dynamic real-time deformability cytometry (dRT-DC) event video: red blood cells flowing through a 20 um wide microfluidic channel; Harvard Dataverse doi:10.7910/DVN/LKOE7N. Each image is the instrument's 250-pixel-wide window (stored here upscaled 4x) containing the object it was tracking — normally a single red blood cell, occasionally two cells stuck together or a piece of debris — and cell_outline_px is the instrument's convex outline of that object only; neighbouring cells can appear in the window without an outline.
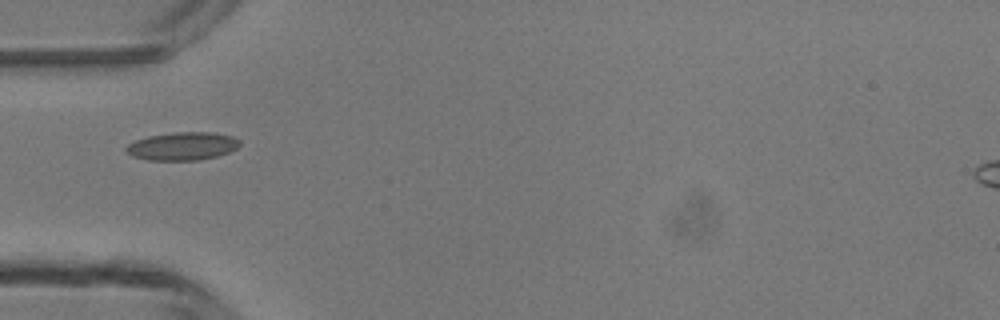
{"species": "common noctule bat (a hibernating species)", "species_latin": "Nyctalus noctula", "temperature_condition": "room temperature", "stored_images_in_passage": 1, "camera_frame_rate_fps": 3000, "um_per_image_px": 0.085, "animal": {"sex": "male", "body_mass_g": 13.3}, "frame": {"image": 1, "passage_image": 1, "time_ms": 0.0, "image_size_px": [1000, 320], "cell_outline_px": [[240, 144], [236, 148], [228, 152], [216, 156], [196, 160], [148, 160], [132, 156], [124, 148], [128, 144], [136, 140], [148, 136], [176, 132], [212, 132], [232, 136], [240, 140]], "centroid_in_image_um": [15.5, 12.42], "position_along_channel_um": 69.5, "area_um2": 18.44}}